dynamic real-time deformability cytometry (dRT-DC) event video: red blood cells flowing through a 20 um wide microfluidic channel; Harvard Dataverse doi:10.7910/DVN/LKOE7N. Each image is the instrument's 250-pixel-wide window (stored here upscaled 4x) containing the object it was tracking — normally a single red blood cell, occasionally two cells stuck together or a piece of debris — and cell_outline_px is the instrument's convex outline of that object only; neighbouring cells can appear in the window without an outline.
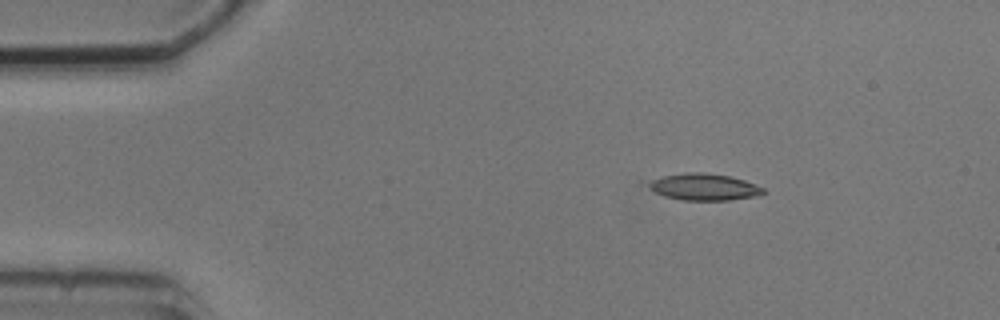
{"species": "common noctule bat (a hibernating species)", "species_latin": "Nyctalus noctula", "temperature_condition": "cold", "stored_images_in_passage": 3, "camera_frame_rate_fps": 3000, "um_per_image_px": 0.085, "animal": {"sex": "male", "body_mass_g": 20.5, "forearm_length_mm": 52.5}, "frame": {"image": 1, "passage_image": 2, "time_ms": 1.0, "image_size_px": [1000, 320], "cell_outline_px": [[764, 192], [756, 196], [728, 200], [684, 200], [664, 196], [640, 184], [664, 176], [688, 172], [704, 172], [728, 176], [744, 180], [764, 188]], "centroid_in_image_um": [59.77, 15.89], "position_along_channel_um": 25.2, "area_um2": 17.8}}